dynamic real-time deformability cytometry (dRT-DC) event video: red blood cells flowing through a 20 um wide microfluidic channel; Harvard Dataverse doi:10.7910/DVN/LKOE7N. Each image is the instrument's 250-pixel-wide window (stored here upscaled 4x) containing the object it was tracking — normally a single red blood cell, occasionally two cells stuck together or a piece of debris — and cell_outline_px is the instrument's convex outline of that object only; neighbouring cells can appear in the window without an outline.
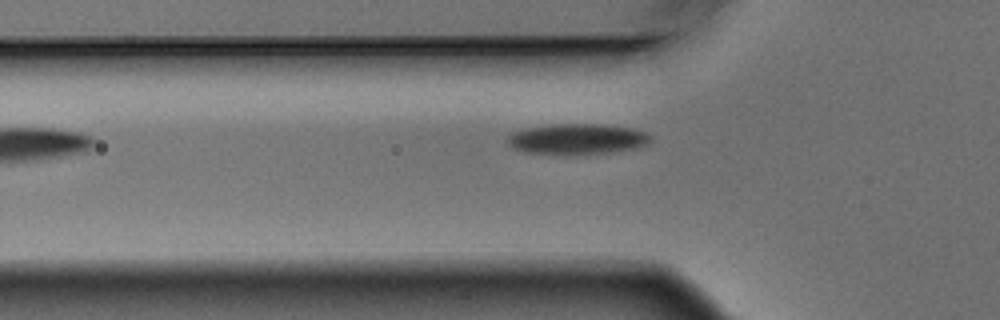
{"species": "Egyptian fruit bat (a non-hibernating species)", "species_latin": "Rousettus aegyptiacus", "temperature_condition": "warm", "stored_images_in_passage": 6, "camera_frame_rate_fps": 3000, "um_per_image_px": 0.085, "animal": {"sex": "male"}, "frame": {"image": 1, "passage_image": 5, "time_ms": 1.333, "image_size_px": [1000, 320], "cell_outline_px": [[652, 140], [648, 144], [636, 148], [612, 152], [524, 152], [512, 148], [508, 144], [508, 136], [512, 132], [528, 128], [552, 124], [600, 124], [632, 128], [644, 132], [652, 136]], "centroid_in_image_um": [49.1, 11.78], "position_along_channel_um": 76.7, "area_um2": 24.74}}
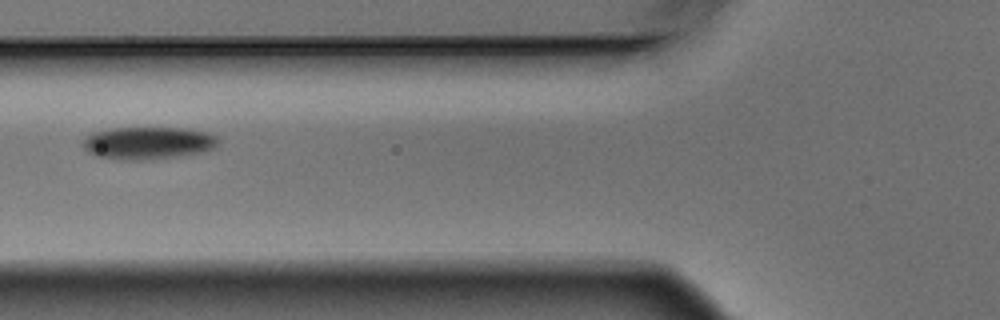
{"frame": {"image": 2, "passage_image": 6, "time_ms": 1.667, "image_size_px": [1000, 320], "cell_outline_px": [[220, 140], [216, 148], [200, 152], [172, 156], [140, 160], [128, 160], [96, 156], [88, 152], [84, 148], [84, 140], [92, 132], [112, 128], [188, 128], [208, 132], [216, 136]], "centroid_in_image_um": [12.61, 12.13], "position_along_channel_um": 113.2, "area_um2": 25.37}}